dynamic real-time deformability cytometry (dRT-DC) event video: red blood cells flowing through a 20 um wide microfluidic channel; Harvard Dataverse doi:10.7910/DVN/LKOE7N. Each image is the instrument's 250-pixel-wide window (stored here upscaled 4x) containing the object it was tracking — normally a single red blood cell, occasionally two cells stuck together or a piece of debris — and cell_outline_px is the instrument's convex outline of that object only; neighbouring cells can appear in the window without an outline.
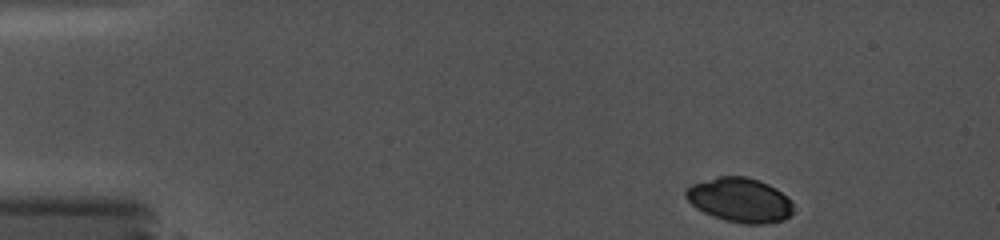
{"species": "common noctule bat (a hibernating species)", "species_latin": "Nyctalus noctula", "temperature_condition": "cold", "stored_images_in_passage": 31, "camera_frame_rate_fps": 5000, "um_per_image_px": 0.085, "animal": {"sex": "female", "body_mass_g": 19.0, "forearm_length_mm": 56.7}, "frame": {"image": 1, "passage_image": 1, "time_ms": 0.0, "image_size_px": [1000, 240], "cell_outline_px": [[792, 212], [784, 220], [764, 224], [744, 224], [724, 220], [712, 216], [696, 208], [684, 196], [684, 192], [692, 184], [716, 176], [744, 176], [760, 180], [776, 188], [788, 196], [792, 200]], "centroid_in_image_um": [62.89, 17.0], "position_along_channel_um": 22.1, "area_um2": 28.03}}
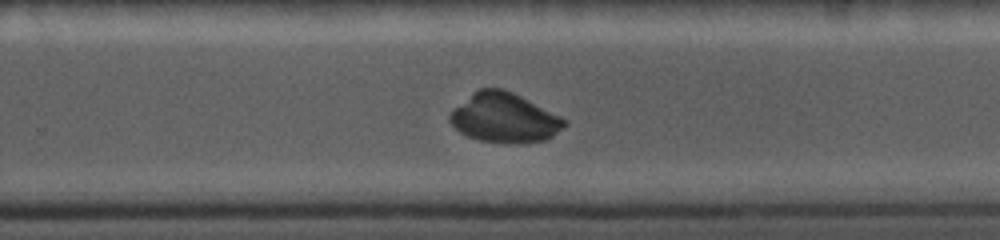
{"frame": {"image": 2, "passage_image": 23, "time_ms": 9.6, "image_size_px": [1000, 240], "cell_outline_px": [[568, 124], [552, 136], [544, 140], [508, 144], [480, 140], [468, 136], [460, 132], [448, 120], [448, 116], [452, 108], [472, 92], [480, 88], [500, 88], [512, 92], [568, 120]], "centroid_in_image_um": [42.83, 10.01], "position_along_channel_um": 287.0, "area_um2": 33.0}}
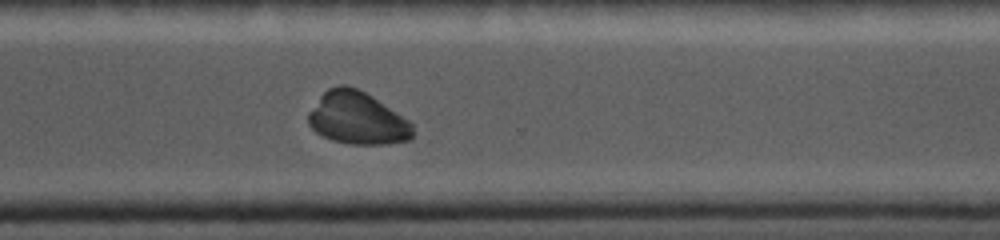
{"frame": {"image": 3, "passage_image": 26, "time_ms": 11.0, "image_size_px": [1000, 240], "cell_outline_px": [[412, 136], [408, 140], [384, 144], [348, 144], [332, 140], [316, 132], [308, 124], [308, 112], [320, 96], [328, 88], [340, 84], [344, 84], [356, 88], [372, 96], [408, 120], [412, 124]], "centroid_in_image_um": [30.33, 10.05], "position_along_channel_um": 340.3, "area_um2": 31.67}}